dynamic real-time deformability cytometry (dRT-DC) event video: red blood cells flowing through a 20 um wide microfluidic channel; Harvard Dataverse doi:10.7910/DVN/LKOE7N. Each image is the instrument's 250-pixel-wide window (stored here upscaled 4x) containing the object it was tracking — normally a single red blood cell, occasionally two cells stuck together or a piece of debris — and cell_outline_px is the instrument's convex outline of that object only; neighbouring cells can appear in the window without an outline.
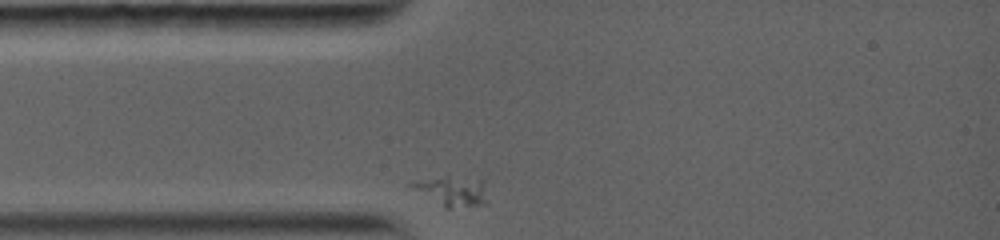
{"species": "common noctule bat (a hibernating species)", "species_latin": "Nyctalus noctula", "temperature_condition": "warm", "stored_images_in_passage": 61, "camera_frame_rate_fps": 5000, "um_per_image_px": 0.085, "animal": {"sex": "female", "body_mass_g": 19.0, "forearm_length_mm": 56.7}, "frame": {"image": 1, "passage_image": 1, "time_ms": 0.0, "image_size_px": [1000, 240], "cell_outline_px": [[488, 204], [448, 208], [444, 208], [408, 184], [412, 180], [448, 176], [480, 180], [484, 184]], "centroid_in_image_um": [38.44, 16.25], "position_along_channel_um": 46.6, "area_um2": 12.95}}
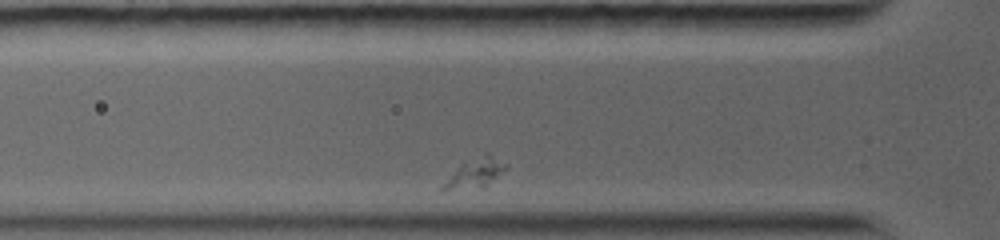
{"frame": {"image": 2, "passage_image": 9, "time_ms": 1.2, "image_size_px": [1000, 240], "cell_outline_px": [[508, 168], [484, 188], [444, 192], [440, 192], [440, 188], [464, 164], [484, 152], [488, 152], [508, 164]], "centroid_in_image_um": [40.45, 14.76], "position_along_channel_um": 85.3, "area_um2": 10.75}}
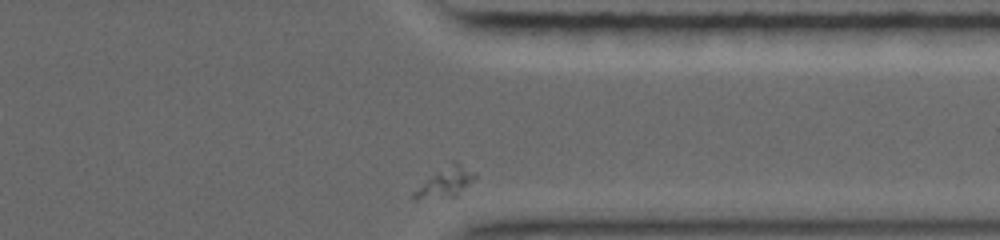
{"frame": {"image": 3, "passage_image": 60, "time_ms": 9.6, "image_size_px": [1000, 240], "cell_outline_px": [[476, 176], [456, 196], [412, 200], [412, 192], [452, 160], [456, 160], [476, 172]], "centroid_in_image_um": [37.88, 15.47], "position_along_channel_um": 373.5, "area_um2": 10.35}}